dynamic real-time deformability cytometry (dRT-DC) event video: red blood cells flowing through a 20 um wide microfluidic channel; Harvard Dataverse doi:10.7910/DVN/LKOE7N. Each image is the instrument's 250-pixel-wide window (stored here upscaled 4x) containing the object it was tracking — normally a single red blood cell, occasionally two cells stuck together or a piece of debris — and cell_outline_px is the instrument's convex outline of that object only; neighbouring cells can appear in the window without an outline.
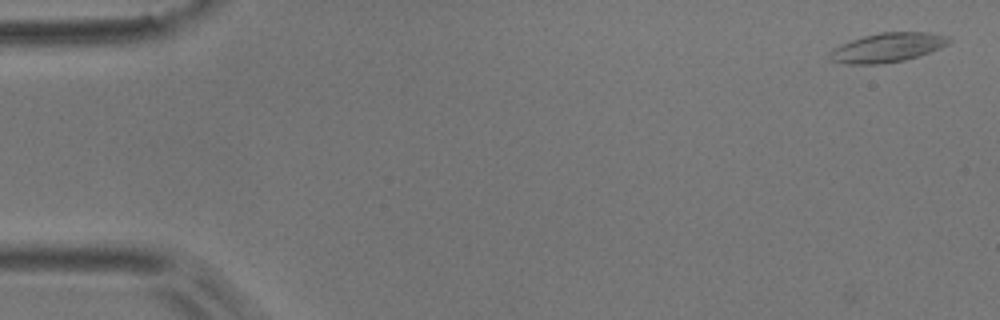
{"species": "common noctule bat (a hibernating species)", "species_latin": "Nyctalus noctula", "temperature_condition": "room temperature", "stored_images_in_passage": 6, "camera_frame_rate_fps": 3000, "um_per_image_px": 0.085, "animal": {"sex": "male", "body_mass_g": 17.9}, "frame": {"image": 1, "passage_image": 1, "time_ms": 0.0, "image_size_px": [1000, 320], "cell_outline_px": [[952, 40], [948, 44], [940, 48], [904, 60], [880, 64], [848, 64], [832, 60], [828, 56], [828, 52], [832, 48], [840, 44], [864, 36], [880, 32], [928, 32], [948, 36]], "centroid_in_image_um": [75.41, 4.03], "position_along_channel_um": 9.6, "area_um2": 20.23}}
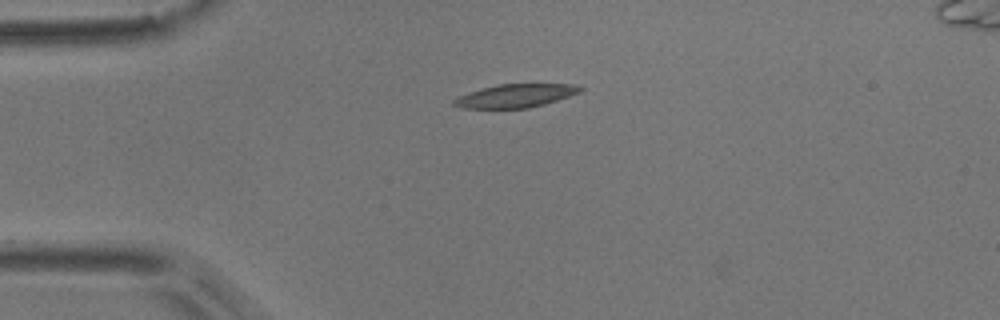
{"frame": {"image": 2, "passage_image": 4, "time_ms": 1.0, "image_size_px": [1000, 320], "cell_outline_px": [[584, 88], [580, 92], [544, 104], [528, 108], [460, 108], [452, 104], [452, 100], [460, 96], [484, 88], [500, 84], [576, 84]], "centroid_in_image_um": [43.84, 8.14], "position_along_channel_um": 41.2, "area_um2": 16.88}}
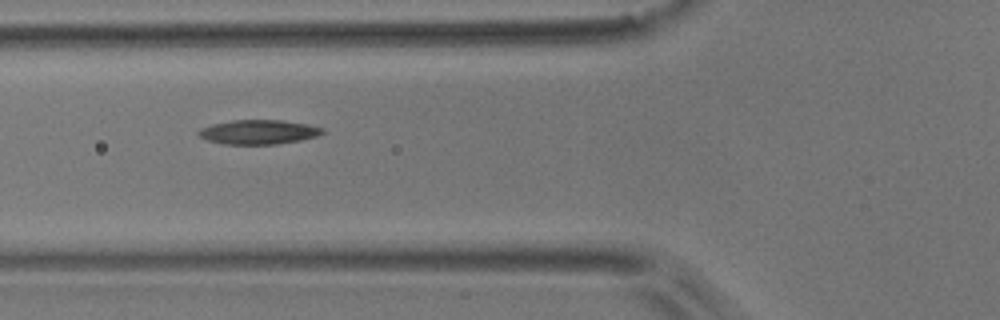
{"frame": {"image": 3, "passage_image": 6, "time_ms": 1.667, "image_size_px": [1000, 320], "cell_outline_px": [[324, 132], [316, 136], [300, 140], [276, 144], [224, 144], [208, 140], [200, 136], [196, 132], [200, 128], [212, 124], [232, 120], [280, 120], [308, 124], [324, 128]], "centroid_in_image_um": [21.96, 11.21], "position_along_channel_um": 103.8, "area_um2": 17.51}}